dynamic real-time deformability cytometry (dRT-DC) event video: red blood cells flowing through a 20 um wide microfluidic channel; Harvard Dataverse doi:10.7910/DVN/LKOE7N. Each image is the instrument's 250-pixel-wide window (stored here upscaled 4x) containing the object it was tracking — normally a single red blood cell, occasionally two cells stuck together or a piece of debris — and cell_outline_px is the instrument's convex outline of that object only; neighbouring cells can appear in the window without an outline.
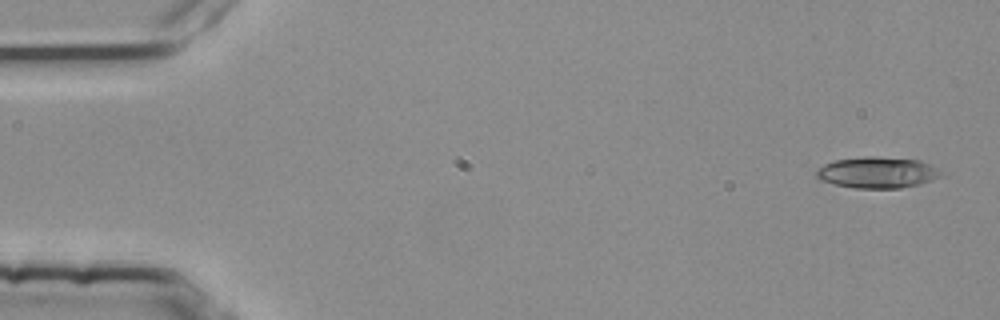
{"species": "common noctule bat (a hibernating species)", "species_latin": "Nyctalus noctula", "temperature_condition": "room temperature", "stored_images_in_passage": 3, "camera_frame_rate_fps": 3000, "um_per_image_px": 0.085, "animal": {"sex": "female", "body_mass_g": 25.1}, "frame": {"image": 1, "passage_image": 1, "time_ms": 0.0, "image_size_px": [1000, 320], "cell_outline_px": [[944, 176], [920, 184], [900, 188], [856, 188], [836, 184], [820, 180], [816, 176], [816, 168], [824, 164], [836, 160], [864, 156], [872, 156], [920, 160], [944, 172]], "centroid_in_image_um": [74.59, 14.66], "position_along_channel_um": 10.4, "area_um2": 22.72}}
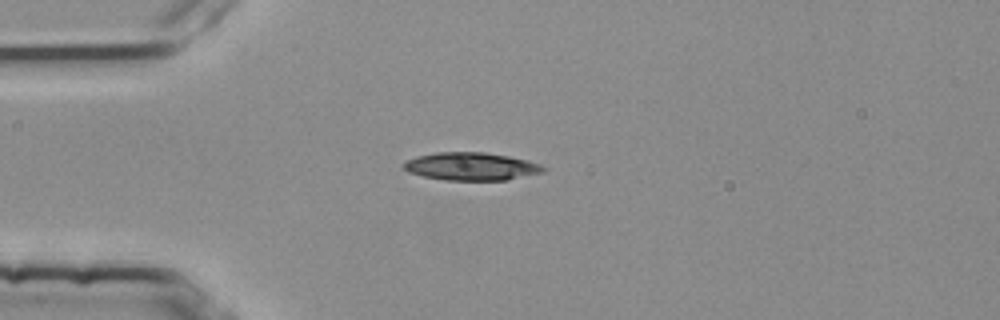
{"frame": {"image": 2, "passage_image": 3, "time_ms": 0.667, "image_size_px": [1000, 320], "cell_outline_px": [[544, 172], [504, 180], [444, 180], [424, 176], [408, 172], [404, 168], [404, 164], [408, 160], [416, 156], [436, 152], [484, 152], [508, 156], [528, 160], [540, 164], [544, 168]], "centroid_in_image_um": [40.05, 14.14], "position_along_channel_um": 45.0, "area_um2": 22.48}}